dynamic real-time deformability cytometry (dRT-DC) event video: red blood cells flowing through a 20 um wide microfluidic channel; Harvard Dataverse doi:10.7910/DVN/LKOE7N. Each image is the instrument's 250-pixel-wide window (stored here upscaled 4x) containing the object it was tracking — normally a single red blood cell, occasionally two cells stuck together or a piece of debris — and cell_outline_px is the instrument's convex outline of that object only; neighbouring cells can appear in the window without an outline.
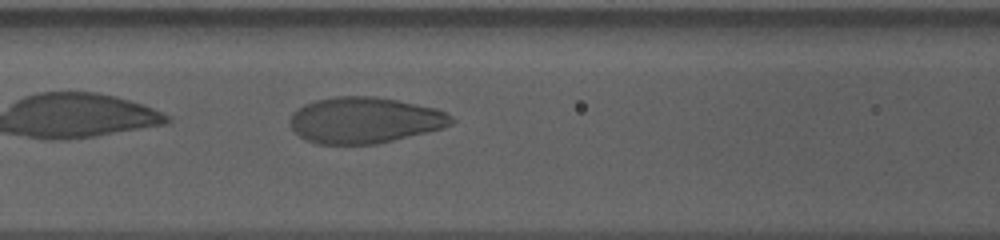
{"species": "human", "species_latin": "Homo sapiens", "temperature_condition": "cold", "stored_images_in_passage": 41, "camera_frame_rate_fps": 3000, "um_per_image_px": 0.085, "donor": {"sex": "male"}, "frame": {"image": 1, "passage_image": 8, "time_ms": 2.333, "image_size_px": [1000, 240], "cell_outline_px": [[456, 120], [452, 124], [428, 132], [376, 144], [316, 144], [304, 140], [292, 128], [288, 120], [292, 112], [304, 104], [316, 100], [332, 96], [376, 96], [436, 108], [452, 116]], "centroid_in_image_um": [30.96, 10.21], "position_along_channel_um": 135.6, "area_um2": 43.52}}
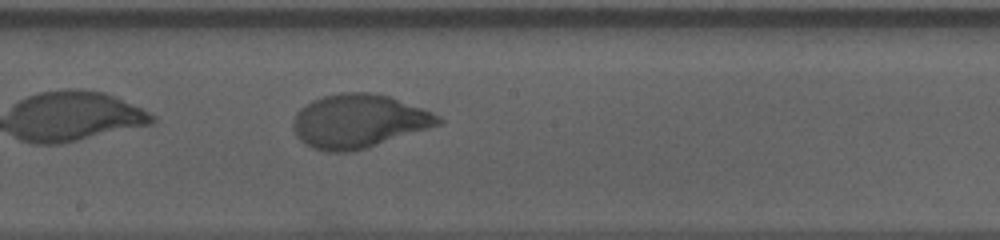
{"frame": {"image": 2, "passage_image": 15, "time_ms": 4.667, "image_size_px": [1000, 240], "cell_outline_px": [[444, 120], [440, 124], [428, 128], [364, 148], [348, 152], [328, 152], [312, 148], [304, 144], [296, 136], [292, 128], [292, 124], [296, 112], [300, 108], [312, 100], [324, 96], [340, 92], [368, 92], [388, 96], [432, 112], [440, 116]], "centroid_in_image_um": [30.43, 10.29], "position_along_channel_um": 217.8, "area_um2": 45.03}}
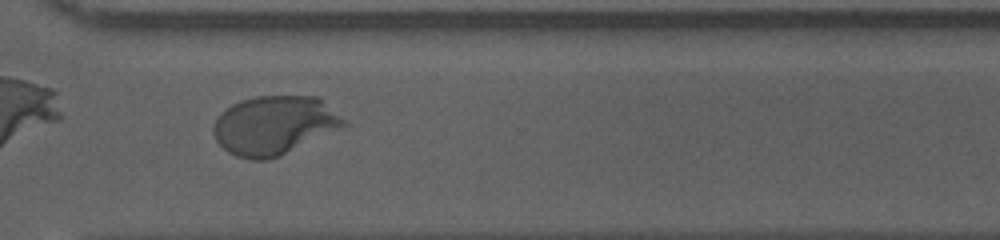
{"frame": {"image": 3, "passage_image": 26, "time_ms": 8.333, "image_size_px": [1000, 240], "cell_outline_px": [[348, 124], [280, 156], [268, 160], [252, 160], [236, 156], [228, 152], [216, 140], [212, 132], [212, 128], [220, 112], [232, 104], [240, 100], [256, 96], [320, 96]], "centroid_in_image_um": [23.27, 10.64], "position_along_channel_um": 347.3, "area_um2": 44.56}, "authors_computed_cell_mechanics": {"area_um2": 43.6968, "velocity_mm_per_s": 3.5347, "shape_relaxation_time_tau1_ms": 4.3559, "shape_relaxation_time_tau2_ms": null, "deformation_change_tau1": 0.2139, "deformation_change_tau2": null}}